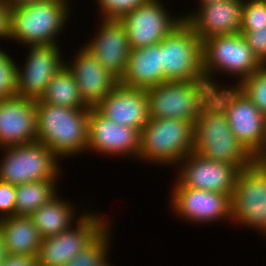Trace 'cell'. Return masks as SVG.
<instances>
[{
	"label": "cell",
	"mask_w": 266,
	"mask_h": 266,
	"mask_svg": "<svg viewBox=\"0 0 266 266\" xmlns=\"http://www.w3.org/2000/svg\"><path fill=\"white\" fill-rule=\"evenodd\" d=\"M55 180L28 182L16 186L15 215L30 216L57 194Z\"/></svg>",
	"instance_id": "cell-26"
},
{
	"label": "cell",
	"mask_w": 266,
	"mask_h": 266,
	"mask_svg": "<svg viewBox=\"0 0 266 266\" xmlns=\"http://www.w3.org/2000/svg\"><path fill=\"white\" fill-rule=\"evenodd\" d=\"M194 123L182 119L149 117L140 132L138 159L152 164L175 165L193 152Z\"/></svg>",
	"instance_id": "cell-4"
},
{
	"label": "cell",
	"mask_w": 266,
	"mask_h": 266,
	"mask_svg": "<svg viewBox=\"0 0 266 266\" xmlns=\"http://www.w3.org/2000/svg\"><path fill=\"white\" fill-rule=\"evenodd\" d=\"M139 149L140 131L138 129L118 125L101 115L95 108L89 109L86 151L93 150L111 156H131L136 160Z\"/></svg>",
	"instance_id": "cell-16"
},
{
	"label": "cell",
	"mask_w": 266,
	"mask_h": 266,
	"mask_svg": "<svg viewBox=\"0 0 266 266\" xmlns=\"http://www.w3.org/2000/svg\"><path fill=\"white\" fill-rule=\"evenodd\" d=\"M163 82L161 42L131 49L126 71L119 83L130 88L147 89Z\"/></svg>",
	"instance_id": "cell-22"
},
{
	"label": "cell",
	"mask_w": 266,
	"mask_h": 266,
	"mask_svg": "<svg viewBox=\"0 0 266 266\" xmlns=\"http://www.w3.org/2000/svg\"><path fill=\"white\" fill-rule=\"evenodd\" d=\"M247 41L254 56L261 64H266V28H253L248 32H240Z\"/></svg>",
	"instance_id": "cell-32"
},
{
	"label": "cell",
	"mask_w": 266,
	"mask_h": 266,
	"mask_svg": "<svg viewBox=\"0 0 266 266\" xmlns=\"http://www.w3.org/2000/svg\"><path fill=\"white\" fill-rule=\"evenodd\" d=\"M111 226H109L92 244L80 251L65 266H111L107 261L110 247ZM110 239V240H109ZM109 243V244H108ZM109 245V246H108ZM110 264V265H109Z\"/></svg>",
	"instance_id": "cell-27"
},
{
	"label": "cell",
	"mask_w": 266,
	"mask_h": 266,
	"mask_svg": "<svg viewBox=\"0 0 266 266\" xmlns=\"http://www.w3.org/2000/svg\"><path fill=\"white\" fill-rule=\"evenodd\" d=\"M178 164L177 179L184 187L227 194L231 197L240 169L191 152Z\"/></svg>",
	"instance_id": "cell-15"
},
{
	"label": "cell",
	"mask_w": 266,
	"mask_h": 266,
	"mask_svg": "<svg viewBox=\"0 0 266 266\" xmlns=\"http://www.w3.org/2000/svg\"><path fill=\"white\" fill-rule=\"evenodd\" d=\"M149 0H97V5L102 13L101 19L119 20L124 14L134 10Z\"/></svg>",
	"instance_id": "cell-31"
},
{
	"label": "cell",
	"mask_w": 266,
	"mask_h": 266,
	"mask_svg": "<svg viewBox=\"0 0 266 266\" xmlns=\"http://www.w3.org/2000/svg\"><path fill=\"white\" fill-rule=\"evenodd\" d=\"M1 266H37V256L8 254Z\"/></svg>",
	"instance_id": "cell-34"
},
{
	"label": "cell",
	"mask_w": 266,
	"mask_h": 266,
	"mask_svg": "<svg viewBox=\"0 0 266 266\" xmlns=\"http://www.w3.org/2000/svg\"><path fill=\"white\" fill-rule=\"evenodd\" d=\"M252 163L266 174V143L252 156Z\"/></svg>",
	"instance_id": "cell-36"
},
{
	"label": "cell",
	"mask_w": 266,
	"mask_h": 266,
	"mask_svg": "<svg viewBox=\"0 0 266 266\" xmlns=\"http://www.w3.org/2000/svg\"><path fill=\"white\" fill-rule=\"evenodd\" d=\"M171 194L173 212L187 222L231 221L230 196L213 191L184 187L177 179ZM212 221V222H211Z\"/></svg>",
	"instance_id": "cell-13"
},
{
	"label": "cell",
	"mask_w": 266,
	"mask_h": 266,
	"mask_svg": "<svg viewBox=\"0 0 266 266\" xmlns=\"http://www.w3.org/2000/svg\"><path fill=\"white\" fill-rule=\"evenodd\" d=\"M39 101L73 109H90L66 65L52 77Z\"/></svg>",
	"instance_id": "cell-25"
},
{
	"label": "cell",
	"mask_w": 266,
	"mask_h": 266,
	"mask_svg": "<svg viewBox=\"0 0 266 266\" xmlns=\"http://www.w3.org/2000/svg\"><path fill=\"white\" fill-rule=\"evenodd\" d=\"M231 86L213 88L211 98L226 114L238 142L253 156L266 143V116L238 86Z\"/></svg>",
	"instance_id": "cell-7"
},
{
	"label": "cell",
	"mask_w": 266,
	"mask_h": 266,
	"mask_svg": "<svg viewBox=\"0 0 266 266\" xmlns=\"http://www.w3.org/2000/svg\"><path fill=\"white\" fill-rule=\"evenodd\" d=\"M95 109L112 122L140 132L149 120L146 89L130 88L120 83Z\"/></svg>",
	"instance_id": "cell-21"
},
{
	"label": "cell",
	"mask_w": 266,
	"mask_h": 266,
	"mask_svg": "<svg viewBox=\"0 0 266 266\" xmlns=\"http://www.w3.org/2000/svg\"><path fill=\"white\" fill-rule=\"evenodd\" d=\"M161 59L164 82L206 80L202 41L185 21L161 41Z\"/></svg>",
	"instance_id": "cell-10"
},
{
	"label": "cell",
	"mask_w": 266,
	"mask_h": 266,
	"mask_svg": "<svg viewBox=\"0 0 266 266\" xmlns=\"http://www.w3.org/2000/svg\"><path fill=\"white\" fill-rule=\"evenodd\" d=\"M237 86L266 116V64Z\"/></svg>",
	"instance_id": "cell-28"
},
{
	"label": "cell",
	"mask_w": 266,
	"mask_h": 266,
	"mask_svg": "<svg viewBox=\"0 0 266 266\" xmlns=\"http://www.w3.org/2000/svg\"><path fill=\"white\" fill-rule=\"evenodd\" d=\"M253 28H266V1L244 0L240 32Z\"/></svg>",
	"instance_id": "cell-30"
},
{
	"label": "cell",
	"mask_w": 266,
	"mask_h": 266,
	"mask_svg": "<svg viewBox=\"0 0 266 266\" xmlns=\"http://www.w3.org/2000/svg\"><path fill=\"white\" fill-rule=\"evenodd\" d=\"M244 0H220L183 14L184 21L200 40L240 33ZM185 15V16H184Z\"/></svg>",
	"instance_id": "cell-17"
},
{
	"label": "cell",
	"mask_w": 266,
	"mask_h": 266,
	"mask_svg": "<svg viewBox=\"0 0 266 266\" xmlns=\"http://www.w3.org/2000/svg\"><path fill=\"white\" fill-rule=\"evenodd\" d=\"M10 255L37 256L42 237L29 216L13 215L0 219Z\"/></svg>",
	"instance_id": "cell-23"
},
{
	"label": "cell",
	"mask_w": 266,
	"mask_h": 266,
	"mask_svg": "<svg viewBox=\"0 0 266 266\" xmlns=\"http://www.w3.org/2000/svg\"><path fill=\"white\" fill-rule=\"evenodd\" d=\"M202 56L204 75L212 88L222 86L217 83L216 77L213 78L218 72L237 77L238 83H235L237 86L262 65L241 33L214 36L203 40Z\"/></svg>",
	"instance_id": "cell-6"
},
{
	"label": "cell",
	"mask_w": 266,
	"mask_h": 266,
	"mask_svg": "<svg viewBox=\"0 0 266 266\" xmlns=\"http://www.w3.org/2000/svg\"><path fill=\"white\" fill-rule=\"evenodd\" d=\"M8 254H9V252L7 250V246L5 243L4 234L0 229V266L3 263V261L6 259Z\"/></svg>",
	"instance_id": "cell-38"
},
{
	"label": "cell",
	"mask_w": 266,
	"mask_h": 266,
	"mask_svg": "<svg viewBox=\"0 0 266 266\" xmlns=\"http://www.w3.org/2000/svg\"><path fill=\"white\" fill-rule=\"evenodd\" d=\"M27 48L24 68L17 64V96L39 100L52 77L65 66L66 60L58 44Z\"/></svg>",
	"instance_id": "cell-14"
},
{
	"label": "cell",
	"mask_w": 266,
	"mask_h": 266,
	"mask_svg": "<svg viewBox=\"0 0 266 266\" xmlns=\"http://www.w3.org/2000/svg\"><path fill=\"white\" fill-rule=\"evenodd\" d=\"M10 8L16 6H25L36 2H42L46 0H3Z\"/></svg>",
	"instance_id": "cell-37"
},
{
	"label": "cell",
	"mask_w": 266,
	"mask_h": 266,
	"mask_svg": "<svg viewBox=\"0 0 266 266\" xmlns=\"http://www.w3.org/2000/svg\"><path fill=\"white\" fill-rule=\"evenodd\" d=\"M68 6L67 0H46L11 7L9 39L26 47L58 44L56 37L69 21Z\"/></svg>",
	"instance_id": "cell-3"
},
{
	"label": "cell",
	"mask_w": 266,
	"mask_h": 266,
	"mask_svg": "<svg viewBox=\"0 0 266 266\" xmlns=\"http://www.w3.org/2000/svg\"><path fill=\"white\" fill-rule=\"evenodd\" d=\"M37 141L36 100L14 96L0 100V148Z\"/></svg>",
	"instance_id": "cell-19"
},
{
	"label": "cell",
	"mask_w": 266,
	"mask_h": 266,
	"mask_svg": "<svg viewBox=\"0 0 266 266\" xmlns=\"http://www.w3.org/2000/svg\"><path fill=\"white\" fill-rule=\"evenodd\" d=\"M230 203L233 223L266 236V174L253 163L239 171Z\"/></svg>",
	"instance_id": "cell-11"
},
{
	"label": "cell",
	"mask_w": 266,
	"mask_h": 266,
	"mask_svg": "<svg viewBox=\"0 0 266 266\" xmlns=\"http://www.w3.org/2000/svg\"><path fill=\"white\" fill-rule=\"evenodd\" d=\"M37 141L60 159L84 153L88 144L89 109H73L36 100Z\"/></svg>",
	"instance_id": "cell-1"
},
{
	"label": "cell",
	"mask_w": 266,
	"mask_h": 266,
	"mask_svg": "<svg viewBox=\"0 0 266 266\" xmlns=\"http://www.w3.org/2000/svg\"><path fill=\"white\" fill-rule=\"evenodd\" d=\"M212 89L206 80L165 81L147 88L148 115L195 123Z\"/></svg>",
	"instance_id": "cell-5"
},
{
	"label": "cell",
	"mask_w": 266,
	"mask_h": 266,
	"mask_svg": "<svg viewBox=\"0 0 266 266\" xmlns=\"http://www.w3.org/2000/svg\"><path fill=\"white\" fill-rule=\"evenodd\" d=\"M16 60L0 48V100L17 96Z\"/></svg>",
	"instance_id": "cell-29"
},
{
	"label": "cell",
	"mask_w": 266,
	"mask_h": 266,
	"mask_svg": "<svg viewBox=\"0 0 266 266\" xmlns=\"http://www.w3.org/2000/svg\"><path fill=\"white\" fill-rule=\"evenodd\" d=\"M16 186L0 181V219L15 215Z\"/></svg>",
	"instance_id": "cell-33"
},
{
	"label": "cell",
	"mask_w": 266,
	"mask_h": 266,
	"mask_svg": "<svg viewBox=\"0 0 266 266\" xmlns=\"http://www.w3.org/2000/svg\"><path fill=\"white\" fill-rule=\"evenodd\" d=\"M193 152L207 159L235 165L240 170L252 163V156L238 142L226 114L212 99L203 106L194 123Z\"/></svg>",
	"instance_id": "cell-2"
},
{
	"label": "cell",
	"mask_w": 266,
	"mask_h": 266,
	"mask_svg": "<svg viewBox=\"0 0 266 266\" xmlns=\"http://www.w3.org/2000/svg\"><path fill=\"white\" fill-rule=\"evenodd\" d=\"M217 1H220V0H199L198 6L205 5V4H208V3L217 2Z\"/></svg>",
	"instance_id": "cell-39"
},
{
	"label": "cell",
	"mask_w": 266,
	"mask_h": 266,
	"mask_svg": "<svg viewBox=\"0 0 266 266\" xmlns=\"http://www.w3.org/2000/svg\"><path fill=\"white\" fill-rule=\"evenodd\" d=\"M73 58L71 64L65 62V65L74 75L83 100L95 108L119 84V79L84 47L75 52Z\"/></svg>",
	"instance_id": "cell-20"
},
{
	"label": "cell",
	"mask_w": 266,
	"mask_h": 266,
	"mask_svg": "<svg viewBox=\"0 0 266 266\" xmlns=\"http://www.w3.org/2000/svg\"><path fill=\"white\" fill-rule=\"evenodd\" d=\"M106 220V217L103 218L97 212L85 211L76 221V227L72 225L58 235L42 239L37 254V266H65L111 225L110 220Z\"/></svg>",
	"instance_id": "cell-9"
},
{
	"label": "cell",
	"mask_w": 266,
	"mask_h": 266,
	"mask_svg": "<svg viewBox=\"0 0 266 266\" xmlns=\"http://www.w3.org/2000/svg\"><path fill=\"white\" fill-rule=\"evenodd\" d=\"M10 7L0 0V39L9 38Z\"/></svg>",
	"instance_id": "cell-35"
},
{
	"label": "cell",
	"mask_w": 266,
	"mask_h": 266,
	"mask_svg": "<svg viewBox=\"0 0 266 266\" xmlns=\"http://www.w3.org/2000/svg\"><path fill=\"white\" fill-rule=\"evenodd\" d=\"M98 33L83 47L119 80L124 75L131 51L125 26L117 19H101Z\"/></svg>",
	"instance_id": "cell-18"
},
{
	"label": "cell",
	"mask_w": 266,
	"mask_h": 266,
	"mask_svg": "<svg viewBox=\"0 0 266 266\" xmlns=\"http://www.w3.org/2000/svg\"><path fill=\"white\" fill-rule=\"evenodd\" d=\"M75 210L70 201H64L57 194L49 202L36 209L29 217L33 220L42 239H45L64 232L73 223H76L78 218L75 220Z\"/></svg>",
	"instance_id": "cell-24"
},
{
	"label": "cell",
	"mask_w": 266,
	"mask_h": 266,
	"mask_svg": "<svg viewBox=\"0 0 266 266\" xmlns=\"http://www.w3.org/2000/svg\"><path fill=\"white\" fill-rule=\"evenodd\" d=\"M3 149L0 181L11 185L56 180L61 175L59 157L41 142L13 145ZM58 176V177H57Z\"/></svg>",
	"instance_id": "cell-8"
},
{
	"label": "cell",
	"mask_w": 266,
	"mask_h": 266,
	"mask_svg": "<svg viewBox=\"0 0 266 266\" xmlns=\"http://www.w3.org/2000/svg\"><path fill=\"white\" fill-rule=\"evenodd\" d=\"M119 21L125 26L131 49L160 43L183 21L171 17L161 0H149L124 14Z\"/></svg>",
	"instance_id": "cell-12"
}]
</instances>
